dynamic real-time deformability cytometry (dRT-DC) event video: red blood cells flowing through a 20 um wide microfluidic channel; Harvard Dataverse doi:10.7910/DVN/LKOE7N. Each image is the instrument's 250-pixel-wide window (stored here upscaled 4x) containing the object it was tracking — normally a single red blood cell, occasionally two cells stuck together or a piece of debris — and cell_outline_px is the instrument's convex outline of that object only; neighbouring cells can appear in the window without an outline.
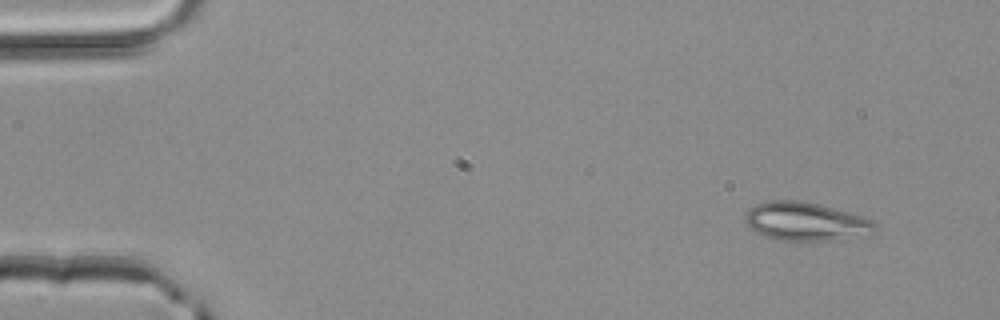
{"species": "common noctule bat (a hibernating species)", "species_latin": "Nyctalus noctula", "temperature_condition": "room temperature", "stored_images_in_passage": 3, "camera_frame_rate_fps": 3000, "um_per_image_px": 0.085, "animal": {"sex": "male", "body_mass_g": 20.4}, "frame": {"image": 1, "passage_image": 1, "time_ms": 0.0, "image_size_px": [1000, 320], "cell_outline_px": [[876, 232], [868, 236], [828, 240], [780, 240], [764, 236], [756, 232], [744, 220], [744, 216], [756, 204], [772, 200], [800, 200], [820, 204], [848, 212], [872, 220], [876, 224]], "centroid_in_image_um": [68.53, 18.83], "position_along_channel_um": 16.5, "area_um2": 29.02}}